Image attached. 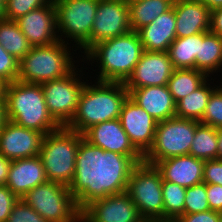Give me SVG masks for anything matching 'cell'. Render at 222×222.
Masks as SVG:
<instances>
[{
    "instance_id": "6da1fadb",
    "label": "cell",
    "mask_w": 222,
    "mask_h": 222,
    "mask_svg": "<svg viewBox=\"0 0 222 222\" xmlns=\"http://www.w3.org/2000/svg\"><path fill=\"white\" fill-rule=\"evenodd\" d=\"M136 165L129 156L104 151L82 138L74 177L68 186L78 208L82 210L94 200L125 192Z\"/></svg>"
},
{
    "instance_id": "7a4b0ae2",
    "label": "cell",
    "mask_w": 222,
    "mask_h": 222,
    "mask_svg": "<svg viewBox=\"0 0 222 222\" xmlns=\"http://www.w3.org/2000/svg\"><path fill=\"white\" fill-rule=\"evenodd\" d=\"M143 52L138 33L131 30L118 37L96 43L82 55V62L88 66L91 64V69L93 63L97 62L94 67L98 66L99 71L92 69L98 73L97 81L125 82Z\"/></svg>"
},
{
    "instance_id": "3957f363",
    "label": "cell",
    "mask_w": 222,
    "mask_h": 222,
    "mask_svg": "<svg viewBox=\"0 0 222 222\" xmlns=\"http://www.w3.org/2000/svg\"><path fill=\"white\" fill-rule=\"evenodd\" d=\"M86 83L79 96L76 113L66 126L83 134L93 125L119 119L122 106L129 97L124 82L92 81Z\"/></svg>"
},
{
    "instance_id": "277c9868",
    "label": "cell",
    "mask_w": 222,
    "mask_h": 222,
    "mask_svg": "<svg viewBox=\"0 0 222 222\" xmlns=\"http://www.w3.org/2000/svg\"><path fill=\"white\" fill-rule=\"evenodd\" d=\"M5 101L8 120L24 128L47 135L61 127L48 112L41 84L8 83Z\"/></svg>"
},
{
    "instance_id": "5b68a950",
    "label": "cell",
    "mask_w": 222,
    "mask_h": 222,
    "mask_svg": "<svg viewBox=\"0 0 222 222\" xmlns=\"http://www.w3.org/2000/svg\"><path fill=\"white\" fill-rule=\"evenodd\" d=\"M68 45L70 44L59 40L49 45L32 47L19 60L17 80L41 84L46 81L61 79L70 74L82 58L79 55V60L77 56L80 53L76 52L75 47ZM74 54L77 55L74 56ZM74 57L77 60H74Z\"/></svg>"
},
{
    "instance_id": "8992f818",
    "label": "cell",
    "mask_w": 222,
    "mask_h": 222,
    "mask_svg": "<svg viewBox=\"0 0 222 222\" xmlns=\"http://www.w3.org/2000/svg\"><path fill=\"white\" fill-rule=\"evenodd\" d=\"M83 138L74 130L61 126L44 136L40 158L48 181L69 186L75 173L76 154Z\"/></svg>"
},
{
    "instance_id": "52a82bcc",
    "label": "cell",
    "mask_w": 222,
    "mask_h": 222,
    "mask_svg": "<svg viewBox=\"0 0 222 222\" xmlns=\"http://www.w3.org/2000/svg\"><path fill=\"white\" fill-rule=\"evenodd\" d=\"M98 1L53 0L56 8L59 40L76 47L79 53L81 51V57L91 48V29Z\"/></svg>"
},
{
    "instance_id": "ba28073f",
    "label": "cell",
    "mask_w": 222,
    "mask_h": 222,
    "mask_svg": "<svg viewBox=\"0 0 222 222\" xmlns=\"http://www.w3.org/2000/svg\"><path fill=\"white\" fill-rule=\"evenodd\" d=\"M162 181L155 165L142 162L131 171L126 192L145 222H163Z\"/></svg>"
},
{
    "instance_id": "9c48e42d",
    "label": "cell",
    "mask_w": 222,
    "mask_h": 222,
    "mask_svg": "<svg viewBox=\"0 0 222 222\" xmlns=\"http://www.w3.org/2000/svg\"><path fill=\"white\" fill-rule=\"evenodd\" d=\"M21 199L47 222H81V210L66 185L47 181Z\"/></svg>"
},
{
    "instance_id": "30bf717a",
    "label": "cell",
    "mask_w": 222,
    "mask_h": 222,
    "mask_svg": "<svg viewBox=\"0 0 222 222\" xmlns=\"http://www.w3.org/2000/svg\"><path fill=\"white\" fill-rule=\"evenodd\" d=\"M193 119L173 117L157 123L152 147L143 156V162L155 165L164 159L190 154L196 126Z\"/></svg>"
},
{
    "instance_id": "8fae6325",
    "label": "cell",
    "mask_w": 222,
    "mask_h": 222,
    "mask_svg": "<svg viewBox=\"0 0 222 222\" xmlns=\"http://www.w3.org/2000/svg\"><path fill=\"white\" fill-rule=\"evenodd\" d=\"M80 63L81 68L78 65L67 76L41 83L48 112L60 126H67L74 117L79 96L86 83L84 73L88 75V67L86 65L85 68L82 61Z\"/></svg>"
},
{
    "instance_id": "7c38bea8",
    "label": "cell",
    "mask_w": 222,
    "mask_h": 222,
    "mask_svg": "<svg viewBox=\"0 0 222 222\" xmlns=\"http://www.w3.org/2000/svg\"><path fill=\"white\" fill-rule=\"evenodd\" d=\"M81 222H145L128 193L122 192L90 202L81 210Z\"/></svg>"
},
{
    "instance_id": "4fadbf2b",
    "label": "cell",
    "mask_w": 222,
    "mask_h": 222,
    "mask_svg": "<svg viewBox=\"0 0 222 222\" xmlns=\"http://www.w3.org/2000/svg\"><path fill=\"white\" fill-rule=\"evenodd\" d=\"M131 31L129 6L124 0H99L91 29V47Z\"/></svg>"
},
{
    "instance_id": "5bb4252c",
    "label": "cell",
    "mask_w": 222,
    "mask_h": 222,
    "mask_svg": "<svg viewBox=\"0 0 222 222\" xmlns=\"http://www.w3.org/2000/svg\"><path fill=\"white\" fill-rule=\"evenodd\" d=\"M174 67L167 52L144 50L132 74L124 82L129 93L136 88L168 84Z\"/></svg>"
},
{
    "instance_id": "9a60e30c",
    "label": "cell",
    "mask_w": 222,
    "mask_h": 222,
    "mask_svg": "<svg viewBox=\"0 0 222 222\" xmlns=\"http://www.w3.org/2000/svg\"><path fill=\"white\" fill-rule=\"evenodd\" d=\"M119 120L133 146L144 156L153 145L158 122L130 97L122 106Z\"/></svg>"
},
{
    "instance_id": "2e32d148",
    "label": "cell",
    "mask_w": 222,
    "mask_h": 222,
    "mask_svg": "<svg viewBox=\"0 0 222 222\" xmlns=\"http://www.w3.org/2000/svg\"><path fill=\"white\" fill-rule=\"evenodd\" d=\"M83 138L104 151L129 156L136 164L143 162V155L133 146L119 119L93 125L83 133Z\"/></svg>"
},
{
    "instance_id": "e0dca14e",
    "label": "cell",
    "mask_w": 222,
    "mask_h": 222,
    "mask_svg": "<svg viewBox=\"0 0 222 222\" xmlns=\"http://www.w3.org/2000/svg\"><path fill=\"white\" fill-rule=\"evenodd\" d=\"M44 136L8 120L0 131V154L11 161L38 156Z\"/></svg>"
},
{
    "instance_id": "ac0fdd59",
    "label": "cell",
    "mask_w": 222,
    "mask_h": 222,
    "mask_svg": "<svg viewBox=\"0 0 222 222\" xmlns=\"http://www.w3.org/2000/svg\"><path fill=\"white\" fill-rule=\"evenodd\" d=\"M32 47L59 41L56 8L53 0L15 20Z\"/></svg>"
},
{
    "instance_id": "d6986e66",
    "label": "cell",
    "mask_w": 222,
    "mask_h": 222,
    "mask_svg": "<svg viewBox=\"0 0 222 222\" xmlns=\"http://www.w3.org/2000/svg\"><path fill=\"white\" fill-rule=\"evenodd\" d=\"M204 163V160L188 154L158 161L155 167L164 181L188 188L203 182Z\"/></svg>"
},
{
    "instance_id": "ffe728a7",
    "label": "cell",
    "mask_w": 222,
    "mask_h": 222,
    "mask_svg": "<svg viewBox=\"0 0 222 222\" xmlns=\"http://www.w3.org/2000/svg\"><path fill=\"white\" fill-rule=\"evenodd\" d=\"M48 181L40 156L11 161L6 186L19 199Z\"/></svg>"
},
{
    "instance_id": "44dd1931",
    "label": "cell",
    "mask_w": 222,
    "mask_h": 222,
    "mask_svg": "<svg viewBox=\"0 0 222 222\" xmlns=\"http://www.w3.org/2000/svg\"><path fill=\"white\" fill-rule=\"evenodd\" d=\"M129 97L157 122L176 116V103L167 85L136 88L129 93Z\"/></svg>"
},
{
    "instance_id": "7402d4cb",
    "label": "cell",
    "mask_w": 222,
    "mask_h": 222,
    "mask_svg": "<svg viewBox=\"0 0 222 222\" xmlns=\"http://www.w3.org/2000/svg\"><path fill=\"white\" fill-rule=\"evenodd\" d=\"M144 50L167 52L176 39V17L174 8L157 16L150 24L136 31Z\"/></svg>"
},
{
    "instance_id": "603a6c76",
    "label": "cell",
    "mask_w": 222,
    "mask_h": 222,
    "mask_svg": "<svg viewBox=\"0 0 222 222\" xmlns=\"http://www.w3.org/2000/svg\"><path fill=\"white\" fill-rule=\"evenodd\" d=\"M176 17V38L209 32L210 10L195 0H183L172 6Z\"/></svg>"
},
{
    "instance_id": "cb8c5ba5",
    "label": "cell",
    "mask_w": 222,
    "mask_h": 222,
    "mask_svg": "<svg viewBox=\"0 0 222 222\" xmlns=\"http://www.w3.org/2000/svg\"><path fill=\"white\" fill-rule=\"evenodd\" d=\"M195 69L210 78L215 75L214 73L218 75L222 72V38L220 36L211 32L199 33V54L195 58Z\"/></svg>"
},
{
    "instance_id": "d4e9b609",
    "label": "cell",
    "mask_w": 222,
    "mask_h": 222,
    "mask_svg": "<svg viewBox=\"0 0 222 222\" xmlns=\"http://www.w3.org/2000/svg\"><path fill=\"white\" fill-rule=\"evenodd\" d=\"M215 79L217 78L211 77L210 79L209 77L198 89L180 99L176 103V117L200 121L205 113L211 93L222 83L219 82L215 85Z\"/></svg>"
},
{
    "instance_id": "484cf974",
    "label": "cell",
    "mask_w": 222,
    "mask_h": 222,
    "mask_svg": "<svg viewBox=\"0 0 222 222\" xmlns=\"http://www.w3.org/2000/svg\"><path fill=\"white\" fill-rule=\"evenodd\" d=\"M128 6L131 30L137 31L170 10L173 4L168 0H135L128 3Z\"/></svg>"
},
{
    "instance_id": "4316f807",
    "label": "cell",
    "mask_w": 222,
    "mask_h": 222,
    "mask_svg": "<svg viewBox=\"0 0 222 222\" xmlns=\"http://www.w3.org/2000/svg\"><path fill=\"white\" fill-rule=\"evenodd\" d=\"M209 77L197 69H174L168 89L175 103L198 89Z\"/></svg>"
},
{
    "instance_id": "83f0119b",
    "label": "cell",
    "mask_w": 222,
    "mask_h": 222,
    "mask_svg": "<svg viewBox=\"0 0 222 222\" xmlns=\"http://www.w3.org/2000/svg\"><path fill=\"white\" fill-rule=\"evenodd\" d=\"M174 69H195V58L199 54V33L176 38L167 51Z\"/></svg>"
},
{
    "instance_id": "f1b7e54d",
    "label": "cell",
    "mask_w": 222,
    "mask_h": 222,
    "mask_svg": "<svg viewBox=\"0 0 222 222\" xmlns=\"http://www.w3.org/2000/svg\"><path fill=\"white\" fill-rule=\"evenodd\" d=\"M0 44L17 60L32 48L25 35L14 20H0Z\"/></svg>"
},
{
    "instance_id": "f546056e",
    "label": "cell",
    "mask_w": 222,
    "mask_h": 222,
    "mask_svg": "<svg viewBox=\"0 0 222 222\" xmlns=\"http://www.w3.org/2000/svg\"><path fill=\"white\" fill-rule=\"evenodd\" d=\"M190 155L204 161L218 159L217 129L199 123L190 147Z\"/></svg>"
},
{
    "instance_id": "4dcf8cb0",
    "label": "cell",
    "mask_w": 222,
    "mask_h": 222,
    "mask_svg": "<svg viewBox=\"0 0 222 222\" xmlns=\"http://www.w3.org/2000/svg\"><path fill=\"white\" fill-rule=\"evenodd\" d=\"M186 188L178 184L162 181L163 222H175L184 215Z\"/></svg>"
},
{
    "instance_id": "1f68e13d",
    "label": "cell",
    "mask_w": 222,
    "mask_h": 222,
    "mask_svg": "<svg viewBox=\"0 0 222 222\" xmlns=\"http://www.w3.org/2000/svg\"><path fill=\"white\" fill-rule=\"evenodd\" d=\"M209 210L206 183L202 182L186 188L184 214L206 212Z\"/></svg>"
},
{
    "instance_id": "d6a6232c",
    "label": "cell",
    "mask_w": 222,
    "mask_h": 222,
    "mask_svg": "<svg viewBox=\"0 0 222 222\" xmlns=\"http://www.w3.org/2000/svg\"><path fill=\"white\" fill-rule=\"evenodd\" d=\"M199 122L216 129L222 127V83L211 93L205 113Z\"/></svg>"
},
{
    "instance_id": "836d02e7",
    "label": "cell",
    "mask_w": 222,
    "mask_h": 222,
    "mask_svg": "<svg viewBox=\"0 0 222 222\" xmlns=\"http://www.w3.org/2000/svg\"><path fill=\"white\" fill-rule=\"evenodd\" d=\"M51 0H7L4 19L17 20L32 10L47 5Z\"/></svg>"
},
{
    "instance_id": "e575fe53",
    "label": "cell",
    "mask_w": 222,
    "mask_h": 222,
    "mask_svg": "<svg viewBox=\"0 0 222 222\" xmlns=\"http://www.w3.org/2000/svg\"><path fill=\"white\" fill-rule=\"evenodd\" d=\"M7 222H47L45 218L39 215L33 208L28 206L22 199H19L9 217Z\"/></svg>"
},
{
    "instance_id": "d590c367",
    "label": "cell",
    "mask_w": 222,
    "mask_h": 222,
    "mask_svg": "<svg viewBox=\"0 0 222 222\" xmlns=\"http://www.w3.org/2000/svg\"><path fill=\"white\" fill-rule=\"evenodd\" d=\"M18 64L19 60L9 54L0 44V78L7 84L17 81Z\"/></svg>"
},
{
    "instance_id": "8d00e7d4",
    "label": "cell",
    "mask_w": 222,
    "mask_h": 222,
    "mask_svg": "<svg viewBox=\"0 0 222 222\" xmlns=\"http://www.w3.org/2000/svg\"><path fill=\"white\" fill-rule=\"evenodd\" d=\"M203 182L222 186V159L205 160Z\"/></svg>"
},
{
    "instance_id": "74e56055",
    "label": "cell",
    "mask_w": 222,
    "mask_h": 222,
    "mask_svg": "<svg viewBox=\"0 0 222 222\" xmlns=\"http://www.w3.org/2000/svg\"><path fill=\"white\" fill-rule=\"evenodd\" d=\"M18 200L19 198L6 185H0V222H7Z\"/></svg>"
},
{
    "instance_id": "f35d334b",
    "label": "cell",
    "mask_w": 222,
    "mask_h": 222,
    "mask_svg": "<svg viewBox=\"0 0 222 222\" xmlns=\"http://www.w3.org/2000/svg\"><path fill=\"white\" fill-rule=\"evenodd\" d=\"M175 222H222L221 213L217 211H206L193 214H184Z\"/></svg>"
},
{
    "instance_id": "ab89813d",
    "label": "cell",
    "mask_w": 222,
    "mask_h": 222,
    "mask_svg": "<svg viewBox=\"0 0 222 222\" xmlns=\"http://www.w3.org/2000/svg\"><path fill=\"white\" fill-rule=\"evenodd\" d=\"M207 199L210 210L222 212V186L218 184H206Z\"/></svg>"
},
{
    "instance_id": "60d3db41",
    "label": "cell",
    "mask_w": 222,
    "mask_h": 222,
    "mask_svg": "<svg viewBox=\"0 0 222 222\" xmlns=\"http://www.w3.org/2000/svg\"><path fill=\"white\" fill-rule=\"evenodd\" d=\"M209 32L222 38V7L210 11Z\"/></svg>"
},
{
    "instance_id": "b9f144b4",
    "label": "cell",
    "mask_w": 222,
    "mask_h": 222,
    "mask_svg": "<svg viewBox=\"0 0 222 222\" xmlns=\"http://www.w3.org/2000/svg\"><path fill=\"white\" fill-rule=\"evenodd\" d=\"M11 160L0 154V185H6Z\"/></svg>"
},
{
    "instance_id": "7bdbcfd3",
    "label": "cell",
    "mask_w": 222,
    "mask_h": 222,
    "mask_svg": "<svg viewBox=\"0 0 222 222\" xmlns=\"http://www.w3.org/2000/svg\"><path fill=\"white\" fill-rule=\"evenodd\" d=\"M8 121L6 101L0 100V131L3 129L4 125Z\"/></svg>"
},
{
    "instance_id": "ee69618b",
    "label": "cell",
    "mask_w": 222,
    "mask_h": 222,
    "mask_svg": "<svg viewBox=\"0 0 222 222\" xmlns=\"http://www.w3.org/2000/svg\"><path fill=\"white\" fill-rule=\"evenodd\" d=\"M205 5L210 11L222 7V0H195Z\"/></svg>"
},
{
    "instance_id": "f6af8a7d",
    "label": "cell",
    "mask_w": 222,
    "mask_h": 222,
    "mask_svg": "<svg viewBox=\"0 0 222 222\" xmlns=\"http://www.w3.org/2000/svg\"><path fill=\"white\" fill-rule=\"evenodd\" d=\"M218 136V159H222V127L217 128Z\"/></svg>"
},
{
    "instance_id": "bcb514c9",
    "label": "cell",
    "mask_w": 222,
    "mask_h": 222,
    "mask_svg": "<svg viewBox=\"0 0 222 222\" xmlns=\"http://www.w3.org/2000/svg\"><path fill=\"white\" fill-rule=\"evenodd\" d=\"M7 83L0 78V100H5V90Z\"/></svg>"
},
{
    "instance_id": "7dc6e473",
    "label": "cell",
    "mask_w": 222,
    "mask_h": 222,
    "mask_svg": "<svg viewBox=\"0 0 222 222\" xmlns=\"http://www.w3.org/2000/svg\"><path fill=\"white\" fill-rule=\"evenodd\" d=\"M5 14V3L0 1V20L4 19Z\"/></svg>"
},
{
    "instance_id": "c3c4849f",
    "label": "cell",
    "mask_w": 222,
    "mask_h": 222,
    "mask_svg": "<svg viewBox=\"0 0 222 222\" xmlns=\"http://www.w3.org/2000/svg\"><path fill=\"white\" fill-rule=\"evenodd\" d=\"M171 4H176V3H179L180 1H183V0H168Z\"/></svg>"
},
{
    "instance_id": "681fc988",
    "label": "cell",
    "mask_w": 222,
    "mask_h": 222,
    "mask_svg": "<svg viewBox=\"0 0 222 222\" xmlns=\"http://www.w3.org/2000/svg\"><path fill=\"white\" fill-rule=\"evenodd\" d=\"M124 1H126L127 3H130V2L135 1V0H124Z\"/></svg>"
}]
</instances>
